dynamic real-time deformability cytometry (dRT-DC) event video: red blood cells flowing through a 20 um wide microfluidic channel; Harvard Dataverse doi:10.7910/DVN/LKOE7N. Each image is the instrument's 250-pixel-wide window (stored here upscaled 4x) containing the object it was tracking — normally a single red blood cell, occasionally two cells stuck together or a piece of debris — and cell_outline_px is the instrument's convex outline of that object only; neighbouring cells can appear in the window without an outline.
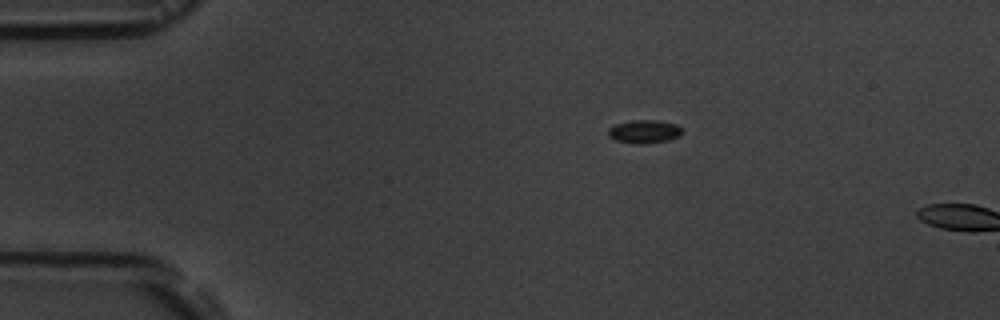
{"species": "common noctule bat (a hibernating species)", "species_latin": "Nyctalus noctula", "temperature_condition": "room temperature", "stored_images_in_passage": 4, "camera_frame_rate_fps": 3000, "um_per_image_px": 0.085, "animal": {"sex": "male", "body_mass_g": 19.5, "forearm_length_mm": 54.6}, "frame": {"image": 1, "passage_image": 3, "time_ms": 2.333, "image_size_px": [1000, 320], "cell_outline_px": [[684, 128], [680, 136], [668, 140], [644, 144], [636, 144], [616, 140], [608, 136], [608, 128], [616, 124], [632, 120], [656, 120], [676, 124]], "centroid_in_image_um": [54.79, 11.18], "position_along_channel_um": 30.2, "area_um2": 10.12}}